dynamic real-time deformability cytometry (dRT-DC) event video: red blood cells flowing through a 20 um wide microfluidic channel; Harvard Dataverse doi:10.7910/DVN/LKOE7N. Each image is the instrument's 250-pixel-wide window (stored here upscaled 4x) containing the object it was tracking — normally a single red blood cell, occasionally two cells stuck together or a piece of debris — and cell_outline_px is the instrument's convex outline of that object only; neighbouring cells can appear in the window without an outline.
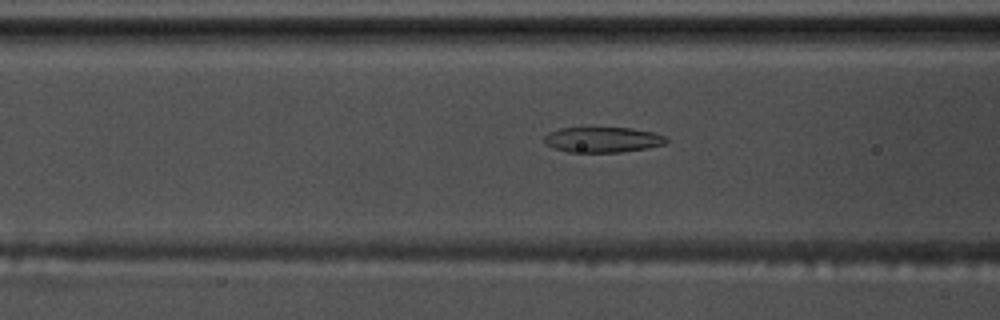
{"species": "common noctule bat (a hibernating species)", "species_latin": "Nyctalus noctula", "temperature_condition": "warm", "stored_images_in_passage": 57, "camera_frame_rate_fps": 3000, "um_per_image_px": 0.085, "animal": {"sex": "male", "body_mass_g": 17.5, "forearm_length_mm": 52.3}, "frame": {"image": 1, "passage_image": 23, "time_ms": 7.333, "image_size_px": [1000, 320], "cell_outline_px": [[668, 140], [664, 144], [648, 148], [620, 152], [568, 152], [552, 148], [544, 144], [544, 136], [548, 132], [560, 128], [632, 128], [652, 132], [664, 136]], "centroid_in_image_um": [51.18, 11.88], "position_along_channel_um": 115.4, "area_um2": 18.09}}
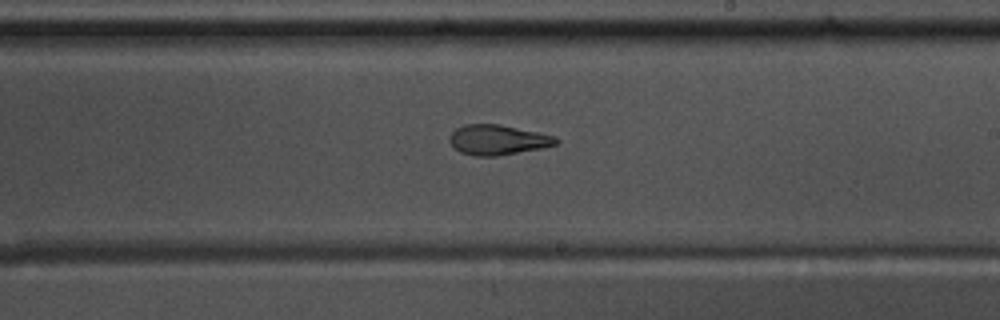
{"frame": {"image": 2, "passage_image": 34, "time_ms": 11.0, "image_size_px": [1000, 320], "cell_outline_px": [[560, 140], [556, 144], [540, 148], [496, 156], [476, 156], [460, 152], [452, 148], [448, 140], [448, 136], [456, 128], [464, 124], [500, 124], [556, 136]], "centroid_in_image_um": [42.25, 11.88], "position_along_channel_um": 246.7, "area_um2": 18.73}}
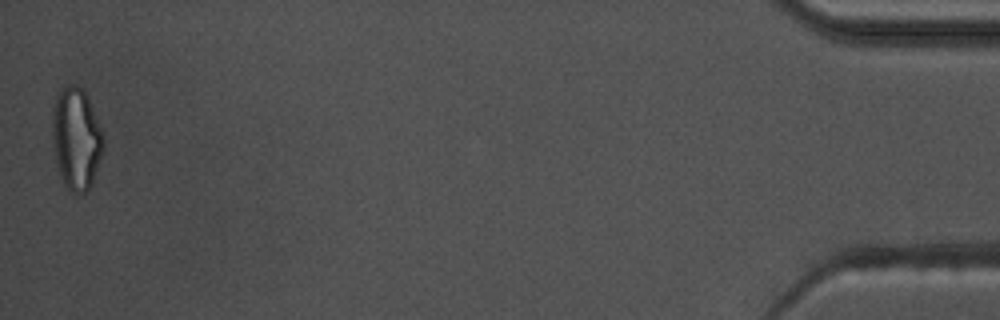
{"frame": {"image": 3, "passage_image": 57, "time_ms": 18.667, "image_size_px": [1000, 320], "cell_outline_px": [[104, 148], [92, 184], [84, 192], [72, 192], [64, 184], [60, 176], [56, 160], [52, 140], [52, 108], [56, 96], [68, 84], [76, 84], [84, 88], [104, 136]], "centroid_in_image_um": [6.48, 11.75], "position_along_channel_um": 428.7, "area_um2": 30.4}, "authors_computed_cell_mechanics": {"area_um2": 19.8254, "velocity_mm_per_s": 3.5891, "shape_relaxation_time_tau1_ms": 7.8146, "shape_relaxation_time_tau2_ms": 2.3272, "deformation_change_tau1": 0.2307, "deformation_change_tau2": 0.0984}}